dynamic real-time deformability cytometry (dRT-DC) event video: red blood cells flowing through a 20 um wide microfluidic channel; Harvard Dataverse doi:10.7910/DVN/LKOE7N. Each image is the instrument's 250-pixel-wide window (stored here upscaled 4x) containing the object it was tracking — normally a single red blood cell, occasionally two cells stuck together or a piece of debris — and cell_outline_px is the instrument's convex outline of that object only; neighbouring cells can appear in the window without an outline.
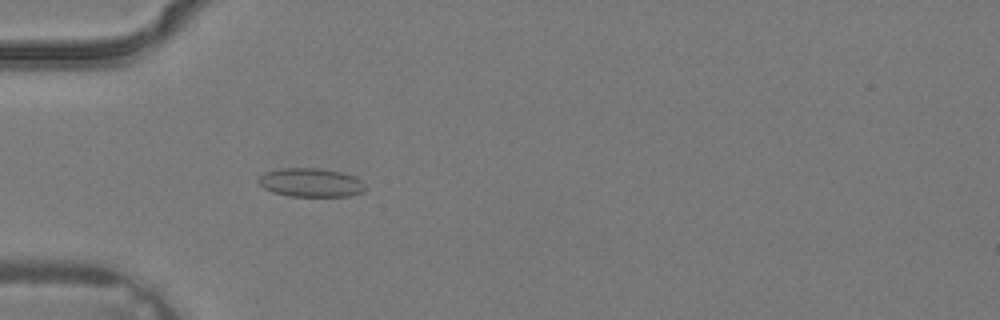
{"species": "common noctule bat (a hibernating species)", "species_latin": "Nyctalus noctula", "temperature_condition": "warm", "stored_images_in_passage": 5, "camera_frame_rate_fps": 3000, "um_per_image_px": 0.085, "animal": {"sex": "male", "body_mass_g": 19.2, "forearm_length_mm": 51.8}, "frame": {"image": 1, "passage_image": 5, "time_ms": 1.333, "image_size_px": [1000, 320], "cell_outline_px": [[364, 192], [348, 196], [292, 196], [272, 192], [264, 188], [256, 180], [264, 172], [280, 168], [320, 168], [340, 172], [356, 176], [364, 184]], "centroid_in_image_um": [26.41, 15.51], "position_along_channel_um": 58.6, "area_um2": 17.92}}